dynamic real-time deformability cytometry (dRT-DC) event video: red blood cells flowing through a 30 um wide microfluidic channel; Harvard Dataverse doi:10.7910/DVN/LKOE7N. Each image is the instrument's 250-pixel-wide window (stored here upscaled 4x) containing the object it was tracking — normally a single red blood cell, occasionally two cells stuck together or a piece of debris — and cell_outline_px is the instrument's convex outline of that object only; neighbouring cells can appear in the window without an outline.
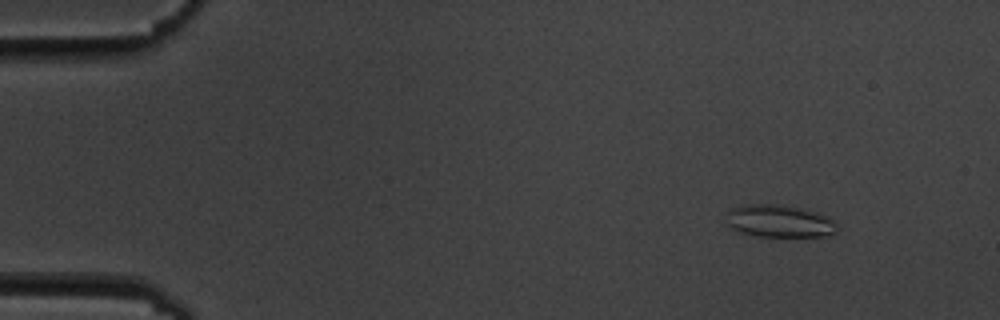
{"species": "common noctule bat (a hibernating species)", "species_latin": "Nyctalus noctula", "temperature_condition": "cold", "stored_images_in_passage": 4, "camera_frame_rate_fps": 3000, "um_per_image_px": 0.085, "animal": {"sex": "male", "body_mass_g": 19.5, "forearm_length_mm": 54.6}, "frame": {"image": 1, "passage_image": 1, "time_ms": 0.0, "image_size_px": [1000, 320], "cell_outline_px": [[840, 228], [836, 232], [824, 236], [756, 236], [740, 232], [724, 224], [728, 212], [732, 208], [744, 204], [780, 204], [816, 212], [832, 220]], "centroid_in_image_um": [66.2, 18.8], "position_along_channel_um": 18.8, "area_um2": 20.98}}
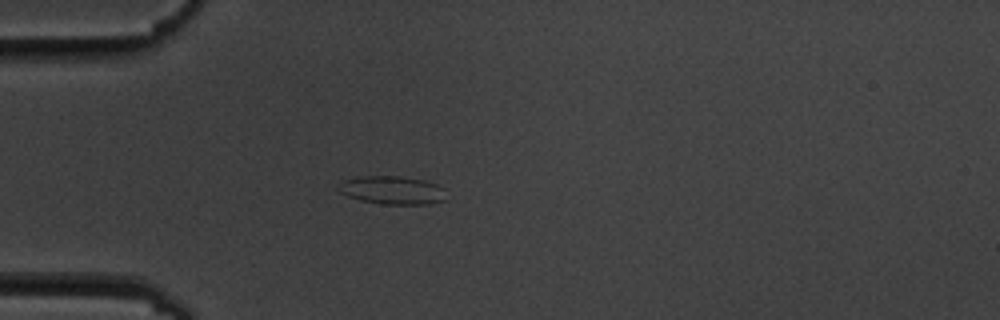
{"frame": {"image": 2, "passage_image": 4, "time_ms": 3.333, "image_size_px": [1000, 320], "cell_outline_px": [[444, 200], [432, 204], [380, 204], [360, 200], [348, 196], [340, 192], [336, 188], [344, 180], [356, 176], [400, 176], [424, 180], [436, 184], [444, 188]], "centroid_in_image_um": [33.32, 16.16], "position_along_channel_um": 51.7, "area_um2": 17.8}}